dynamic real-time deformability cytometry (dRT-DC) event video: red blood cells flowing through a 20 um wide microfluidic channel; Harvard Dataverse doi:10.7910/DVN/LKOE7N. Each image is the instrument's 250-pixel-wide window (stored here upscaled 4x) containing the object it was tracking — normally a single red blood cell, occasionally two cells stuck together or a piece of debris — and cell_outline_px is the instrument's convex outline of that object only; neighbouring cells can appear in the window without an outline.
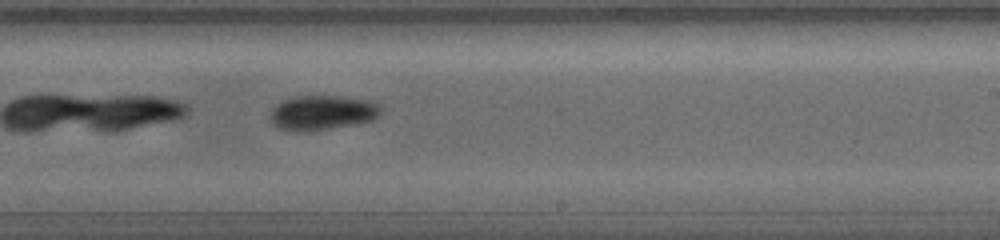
{"species": "common noctule bat (a hibernating species)", "species_latin": "Nyctalus noctula", "temperature_condition": "warm", "stored_images_in_passage": 23, "camera_frame_rate_fps": 5000, "um_per_image_px": 0.085, "animal": {"sex": "female", "body_mass_g": 19.0, "forearm_length_mm": 56.7}, "frame": {"image": 1, "passage_image": 14, "time_ms": 5.2, "image_size_px": [1000, 240], "cell_outline_px": [[384, 108], [372, 120], [312, 132], [296, 132], [280, 128], [272, 120], [272, 108], [288, 100], [304, 96], [332, 96], [368, 100]], "centroid_in_image_um": [27.43, 9.6], "position_along_channel_um": 261.6, "area_um2": 21.68}}
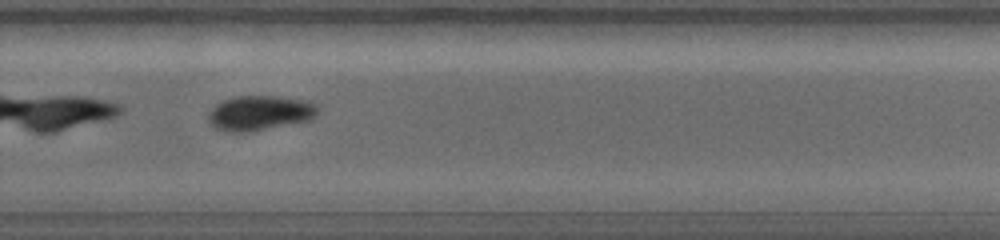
{"frame": {"image": 2, "passage_image": 17, "time_ms": 6.4, "image_size_px": [1000, 240], "cell_outline_px": [[316, 112], [308, 120], [248, 132], [224, 132], [216, 128], [208, 120], [208, 116], [212, 108], [216, 104], [224, 100], [240, 96], [276, 96], [300, 100], [312, 104], [316, 108]], "centroid_in_image_um": [21.98, 9.61], "position_along_channel_um": 307.8, "area_um2": 21.5}}